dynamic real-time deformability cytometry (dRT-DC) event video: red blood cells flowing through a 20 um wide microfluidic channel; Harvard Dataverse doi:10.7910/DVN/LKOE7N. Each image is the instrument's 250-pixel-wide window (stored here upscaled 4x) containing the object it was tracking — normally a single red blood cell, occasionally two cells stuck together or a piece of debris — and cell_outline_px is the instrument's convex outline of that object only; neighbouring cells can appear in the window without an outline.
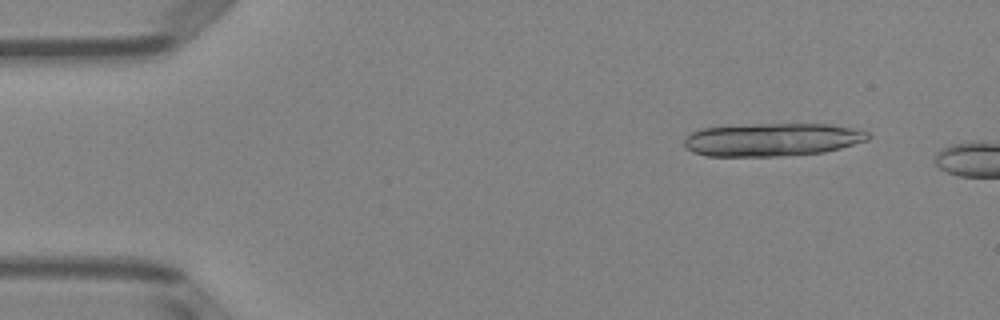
{"species": "Egyptian fruit bat (a non-hibernating species)", "species_latin": "Rousettus aegyptiacus", "temperature_condition": "room temperature", "stored_images_in_passage": 8, "camera_frame_rate_fps": 3000, "um_per_image_px": 0.085, "animal": {"sex": "female"}, "frame": {"image": 1, "passage_image": 5, "time_ms": 1.333, "image_size_px": [1000, 320], "cell_outline_px": [[872, 136], [868, 140], [840, 148], [824, 152], [776, 156], [708, 156], [692, 152], [684, 144], [684, 140], [692, 132], [700, 128], [752, 124], [828, 124], [852, 128], [868, 132]], "centroid_in_image_um": [65.64, 11.86], "position_along_channel_um": 19.4, "area_um2": 35.32}}